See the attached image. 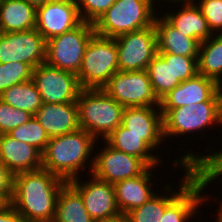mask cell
Masks as SVG:
<instances>
[{"instance_id":"obj_1","label":"cell","mask_w":222,"mask_h":222,"mask_svg":"<svg viewBox=\"0 0 222 222\" xmlns=\"http://www.w3.org/2000/svg\"><path fill=\"white\" fill-rule=\"evenodd\" d=\"M66 183L43 168L17 173L10 204L25 222H52L59 191Z\"/></svg>"},{"instance_id":"obj_2","label":"cell","mask_w":222,"mask_h":222,"mask_svg":"<svg viewBox=\"0 0 222 222\" xmlns=\"http://www.w3.org/2000/svg\"><path fill=\"white\" fill-rule=\"evenodd\" d=\"M96 143L97 140L83 129L52 137L42 153V168L66 182L81 177L84 171L91 174Z\"/></svg>"},{"instance_id":"obj_3","label":"cell","mask_w":222,"mask_h":222,"mask_svg":"<svg viewBox=\"0 0 222 222\" xmlns=\"http://www.w3.org/2000/svg\"><path fill=\"white\" fill-rule=\"evenodd\" d=\"M76 102L80 129L97 141L105 140L122 123L125 107L102 89H81Z\"/></svg>"},{"instance_id":"obj_4","label":"cell","mask_w":222,"mask_h":222,"mask_svg":"<svg viewBox=\"0 0 222 222\" xmlns=\"http://www.w3.org/2000/svg\"><path fill=\"white\" fill-rule=\"evenodd\" d=\"M160 111L165 143L169 138L172 141L174 139L172 137L180 138L182 135L187 138L185 135L190 136L191 133L193 136L196 131H202L198 134L204 138L208 135L209 128L211 130L213 126L216 128L222 126V101H205L175 109H160Z\"/></svg>"},{"instance_id":"obj_5","label":"cell","mask_w":222,"mask_h":222,"mask_svg":"<svg viewBox=\"0 0 222 222\" xmlns=\"http://www.w3.org/2000/svg\"><path fill=\"white\" fill-rule=\"evenodd\" d=\"M154 6L152 0H116L93 24L95 34L116 38L152 26L159 10Z\"/></svg>"},{"instance_id":"obj_6","label":"cell","mask_w":222,"mask_h":222,"mask_svg":"<svg viewBox=\"0 0 222 222\" xmlns=\"http://www.w3.org/2000/svg\"><path fill=\"white\" fill-rule=\"evenodd\" d=\"M119 71L114 38L94 34L88 42L77 78L82 89H102Z\"/></svg>"},{"instance_id":"obj_7","label":"cell","mask_w":222,"mask_h":222,"mask_svg":"<svg viewBox=\"0 0 222 222\" xmlns=\"http://www.w3.org/2000/svg\"><path fill=\"white\" fill-rule=\"evenodd\" d=\"M94 34V25L83 21L74 29L47 40L45 63L77 74L85 48Z\"/></svg>"},{"instance_id":"obj_8","label":"cell","mask_w":222,"mask_h":222,"mask_svg":"<svg viewBox=\"0 0 222 222\" xmlns=\"http://www.w3.org/2000/svg\"><path fill=\"white\" fill-rule=\"evenodd\" d=\"M102 90L127 107H160L146 70L117 71Z\"/></svg>"},{"instance_id":"obj_9","label":"cell","mask_w":222,"mask_h":222,"mask_svg":"<svg viewBox=\"0 0 222 222\" xmlns=\"http://www.w3.org/2000/svg\"><path fill=\"white\" fill-rule=\"evenodd\" d=\"M114 39L118 50L119 71L146 70L152 59L158 54L154 24Z\"/></svg>"},{"instance_id":"obj_10","label":"cell","mask_w":222,"mask_h":222,"mask_svg":"<svg viewBox=\"0 0 222 222\" xmlns=\"http://www.w3.org/2000/svg\"><path fill=\"white\" fill-rule=\"evenodd\" d=\"M32 81L41 95L43 104L76 102L82 89L75 73L46 63L33 69Z\"/></svg>"},{"instance_id":"obj_11","label":"cell","mask_w":222,"mask_h":222,"mask_svg":"<svg viewBox=\"0 0 222 222\" xmlns=\"http://www.w3.org/2000/svg\"><path fill=\"white\" fill-rule=\"evenodd\" d=\"M103 142V146H100L102 148L97 151L98 143ZM148 168L142 159L111 147L105 140L96 143L92 174L102 181L114 185L127 178L139 176Z\"/></svg>"},{"instance_id":"obj_12","label":"cell","mask_w":222,"mask_h":222,"mask_svg":"<svg viewBox=\"0 0 222 222\" xmlns=\"http://www.w3.org/2000/svg\"><path fill=\"white\" fill-rule=\"evenodd\" d=\"M45 38L34 28L20 32L0 33V63L20 62L35 69L45 63Z\"/></svg>"},{"instance_id":"obj_13","label":"cell","mask_w":222,"mask_h":222,"mask_svg":"<svg viewBox=\"0 0 222 222\" xmlns=\"http://www.w3.org/2000/svg\"><path fill=\"white\" fill-rule=\"evenodd\" d=\"M68 183L81 195L88 214L95 222H102L120 214L116 204L114 186L96 178L92 173Z\"/></svg>"},{"instance_id":"obj_14","label":"cell","mask_w":222,"mask_h":222,"mask_svg":"<svg viewBox=\"0 0 222 222\" xmlns=\"http://www.w3.org/2000/svg\"><path fill=\"white\" fill-rule=\"evenodd\" d=\"M82 22L75 0H50L36 8L35 29L46 41L74 29Z\"/></svg>"},{"instance_id":"obj_15","label":"cell","mask_w":222,"mask_h":222,"mask_svg":"<svg viewBox=\"0 0 222 222\" xmlns=\"http://www.w3.org/2000/svg\"><path fill=\"white\" fill-rule=\"evenodd\" d=\"M205 101H222L219 84L211 78L197 74L181 82L160 100V109H175Z\"/></svg>"},{"instance_id":"obj_16","label":"cell","mask_w":222,"mask_h":222,"mask_svg":"<svg viewBox=\"0 0 222 222\" xmlns=\"http://www.w3.org/2000/svg\"><path fill=\"white\" fill-rule=\"evenodd\" d=\"M121 125L135 135H144V142L154 152L165 143L160 107L124 108Z\"/></svg>"},{"instance_id":"obj_17","label":"cell","mask_w":222,"mask_h":222,"mask_svg":"<svg viewBox=\"0 0 222 222\" xmlns=\"http://www.w3.org/2000/svg\"><path fill=\"white\" fill-rule=\"evenodd\" d=\"M183 177L180 178L181 183L178 182L179 186L173 188L169 182L161 185V191H157L160 194H154L148 201L143 205L132 209L126 215L129 217L131 222H161L165 208L195 179L193 170L191 167H185ZM166 184V185H165ZM175 189V190H174ZM166 192V193H165ZM166 194V195H164ZM168 194V195H167Z\"/></svg>"},{"instance_id":"obj_18","label":"cell","mask_w":222,"mask_h":222,"mask_svg":"<svg viewBox=\"0 0 222 222\" xmlns=\"http://www.w3.org/2000/svg\"><path fill=\"white\" fill-rule=\"evenodd\" d=\"M157 167H149L143 174L132 178H127L114 184L115 198L118 210L122 214H126L132 209L143 205L154 194L156 189L152 188V181L155 169Z\"/></svg>"},{"instance_id":"obj_19","label":"cell","mask_w":222,"mask_h":222,"mask_svg":"<svg viewBox=\"0 0 222 222\" xmlns=\"http://www.w3.org/2000/svg\"><path fill=\"white\" fill-rule=\"evenodd\" d=\"M34 117L45 129L49 138L80 129L77 102L42 104Z\"/></svg>"},{"instance_id":"obj_20","label":"cell","mask_w":222,"mask_h":222,"mask_svg":"<svg viewBox=\"0 0 222 222\" xmlns=\"http://www.w3.org/2000/svg\"><path fill=\"white\" fill-rule=\"evenodd\" d=\"M0 160L14 175L42 168V153L9 134L0 135Z\"/></svg>"},{"instance_id":"obj_21","label":"cell","mask_w":222,"mask_h":222,"mask_svg":"<svg viewBox=\"0 0 222 222\" xmlns=\"http://www.w3.org/2000/svg\"><path fill=\"white\" fill-rule=\"evenodd\" d=\"M179 3L171 4L173 6L176 4L177 7L180 5V8L176 9L177 12L174 9H172L173 12L163 10L164 13L161 15L177 30L188 37L197 39L200 43L211 37L213 33L197 4L193 0Z\"/></svg>"},{"instance_id":"obj_22","label":"cell","mask_w":222,"mask_h":222,"mask_svg":"<svg viewBox=\"0 0 222 222\" xmlns=\"http://www.w3.org/2000/svg\"><path fill=\"white\" fill-rule=\"evenodd\" d=\"M194 179L164 210L161 222H188L200 216L204 204H208L210 194ZM206 202V203H205ZM199 212V213H198ZM198 213V214H197ZM189 221V222H190Z\"/></svg>"},{"instance_id":"obj_23","label":"cell","mask_w":222,"mask_h":222,"mask_svg":"<svg viewBox=\"0 0 222 222\" xmlns=\"http://www.w3.org/2000/svg\"><path fill=\"white\" fill-rule=\"evenodd\" d=\"M158 13L154 19L158 53L198 57L200 42L177 30L161 15L160 10Z\"/></svg>"},{"instance_id":"obj_24","label":"cell","mask_w":222,"mask_h":222,"mask_svg":"<svg viewBox=\"0 0 222 222\" xmlns=\"http://www.w3.org/2000/svg\"><path fill=\"white\" fill-rule=\"evenodd\" d=\"M105 141L113 148L142 159L149 167H158L162 158L144 142V135H135L119 125Z\"/></svg>"},{"instance_id":"obj_25","label":"cell","mask_w":222,"mask_h":222,"mask_svg":"<svg viewBox=\"0 0 222 222\" xmlns=\"http://www.w3.org/2000/svg\"><path fill=\"white\" fill-rule=\"evenodd\" d=\"M36 27V8L24 0L0 1V31L20 32Z\"/></svg>"},{"instance_id":"obj_26","label":"cell","mask_w":222,"mask_h":222,"mask_svg":"<svg viewBox=\"0 0 222 222\" xmlns=\"http://www.w3.org/2000/svg\"><path fill=\"white\" fill-rule=\"evenodd\" d=\"M146 71L159 101L181 83L174 77L172 54L158 53Z\"/></svg>"},{"instance_id":"obj_27","label":"cell","mask_w":222,"mask_h":222,"mask_svg":"<svg viewBox=\"0 0 222 222\" xmlns=\"http://www.w3.org/2000/svg\"><path fill=\"white\" fill-rule=\"evenodd\" d=\"M52 222H95L88 214L81 195L68 182L59 191Z\"/></svg>"},{"instance_id":"obj_28","label":"cell","mask_w":222,"mask_h":222,"mask_svg":"<svg viewBox=\"0 0 222 222\" xmlns=\"http://www.w3.org/2000/svg\"><path fill=\"white\" fill-rule=\"evenodd\" d=\"M210 146L209 144V147L207 146L204 150V153L209 152V154H204L202 151L201 155L200 151L193 152L192 149L181 154V158L180 155L174 158L172 165L178 166L181 171L185 167H191L194 175H222V149L216 152L214 149L212 153L213 147L210 148Z\"/></svg>"},{"instance_id":"obj_29","label":"cell","mask_w":222,"mask_h":222,"mask_svg":"<svg viewBox=\"0 0 222 222\" xmlns=\"http://www.w3.org/2000/svg\"><path fill=\"white\" fill-rule=\"evenodd\" d=\"M198 74L222 81V34H213L200 43L198 53Z\"/></svg>"},{"instance_id":"obj_30","label":"cell","mask_w":222,"mask_h":222,"mask_svg":"<svg viewBox=\"0 0 222 222\" xmlns=\"http://www.w3.org/2000/svg\"><path fill=\"white\" fill-rule=\"evenodd\" d=\"M0 99L12 107L35 115L42 106L41 95L32 80L19 83L6 89Z\"/></svg>"},{"instance_id":"obj_31","label":"cell","mask_w":222,"mask_h":222,"mask_svg":"<svg viewBox=\"0 0 222 222\" xmlns=\"http://www.w3.org/2000/svg\"><path fill=\"white\" fill-rule=\"evenodd\" d=\"M9 135L20 142L34 146L41 153L44 152L50 140L45 129L34 116L21 126L12 129Z\"/></svg>"},{"instance_id":"obj_32","label":"cell","mask_w":222,"mask_h":222,"mask_svg":"<svg viewBox=\"0 0 222 222\" xmlns=\"http://www.w3.org/2000/svg\"><path fill=\"white\" fill-rule=\"evenodd\" d=\"M32 71L25 63H0V95L13 85L32 80Z\"/></svg>"},{"instance_id":"obj_33","label":"cell","mask_w":222,"mask_h":222,"mask_svg":"<svg viewBox=\"0 0 222 222\" xmlns=\"http://www.w3.org/2000/svg\"><path fill=\"white\" fill-rule=\"evenodd\" d=\"M32 117L29 112L16 109L0 99V135L9 134L12 129L21 126Z\"/></svg>"},{"instance_id":"obj_34","label":"cell","mask_w":222,"mask_h":222,"mask_svg":"<svg viewBox=\"0 0 222 222\" xmlns=\"http://www.w3.org/2000/svg\"><path fill=\"white\" fill-rule=\"evenodd\" d=\"M200 8L213 34H222V0H193Z\"/></svg>"},{"instance_id":"obj_35","label":"cell","mask_w":222,"mask_h":222,"mask_svg":"<svg viewBox=\"0 0 222 222\" xmlns=\"http://www.w3.org/2000/svg\"><path fill=\"white\" fill-rule=\"evenodd\" d=\"M116 0H75L82 21L94 24Z\"/></svg>"},{"instance_id":"obj_36","label":"cell","mask_w":222,"mask_h":222,"mask_svg":"<svg viewBox=\"0 0 222 222\" xmlns=\"http://www.w3.org/2000/svg\"><path fill=\"white\" fill-rule=\"evenodd\" d=\"M172 59L174 77L180 82H184L198 74V57H185L172 54Z\"/></svg>"},{"instance_id":"obj_37","label":"cell","mask_w":222,"mask_h":222,"mask_svg":"<svg viewBox=\"0 0 222 222\" xmlns=\"http://www.w3.org/2000/svg\"><path fill=\"white\" fill-rule=\"evenodd\" d=\"M14 174L0 160V199L10 203L13 196Z\"/></svg>"},{"instance_id":"obj_38","label":"cell","mask_w":222,"mask_h":222,"mask_svg":"<svg viewBox=\"0 0 222 222\" xmlns=\"http://www.w3.org/2000/svg\"><path fill=\"white\" fill-rule=\"evenodd\" d=\"M0 222H25V220L10 203H4L0 207Z\"/></svg>"},{"instance_id":"obj_39","label":"cell","mask_w":222,"mask_h":222,"mask_svg":"<svg viewBox=\"0 0 222 222\" xmlns=\"http://www.w3.org/2000/svg\"><path fill=\"white\" fill-rule=\"evenodd\" d=\"M194 176H195V180L201 185V187L204 189V191L206 190L205 191L206 195H208L206 188H209V190H210L211 188L209 186L214 185L212 183L216 182L217 179H218V181L216 182L217 184L221 183V181H222V175H194ZM217 202L220 203L219 205H222L221 199L217 200Z\"/></svg>"},{"instance_id":"obj_40","label":"cell","mask_w":222,"mask_h":222,"mask_svg":"<svg viewBox=\"0 0 222 222\" xmlns=\"http://www.w3.org/2000/svg\"><path fill=\"white\" fill-rule=\"evenodd\" d=\"M102 222H131L129 217L126 214L120 213L119 215L109 218Z\"/></svg>"},{"instance_id":"obj_41","label":"cell","mask_w":222,"mask_h":222,"mask_svg":"<svg viewBox=\"0 0 222 222\" xmlns=\"http://www.w3.org/2000/svg\"><path fill=\"white\" fill-rule=\"evenodd\" d=\"M26 3L34 6L35 8L40 7L50 0H24Z\"/></svg>"},{"instance_id":"obj_42","label":"cell","mask_w":222,"mask_h":222,"mask_svg":"<svg viewBox=\"0 0 222 222\" xmlns=\"http://www.w3.org/2000/svg\"><path fill=\"white\" fill-rule=\"evenodd\" d=\"M153 1V3L155 4V5H157V4H159V5H157V6H159V8H161L160 7V5L162 6V4H160L162 1L165 3L166 1V5H167V3H168V5L169 4H171V3H173V2H186V1H190V0H152ZM156 1H160L159 3H156Z\"/></svg>"},{"instance_id":"obj_43","label":"cell","mask_w":222,"mask_h":222,"mask_svg":"<svg viewBox=\"0 0 222 222\" xmlns=\"http://www.w3.org/2000/svg\"><path fill=\"white\" fill-rule=\"evenodd\" d=\"M217 206L219 207L218 210L216 211L217 217H215V215H214V217H212V218H215L213 220L216 222H222V205H217Z\"/></svg>"},{"instance_id":"obj_44","label":"cell","mask_w":222,"mask_h":222,"mask_svg":"<svg viewBox=\"0 0 222 222\" xmlns=\"http://www.w3.org/2000/svg\"><path fill=\"white\" fill-rule=\"evenodd\" d=\"M219 91H222V81L219 84Z\"/></svg>"},{"instance_id":"obj_45","label":"cell","mask_w":222,"mask_h":222,"mask_svg":"<svg viewBox=\"0 0 222 222\" xmlns=\"http://www.w3.org/2000/svg\"><path fill=\"white\" fill-rule=\"evenodd\" d=\"M4 204V202L0 199V207Z\"/></svg>"}]
</instances>
